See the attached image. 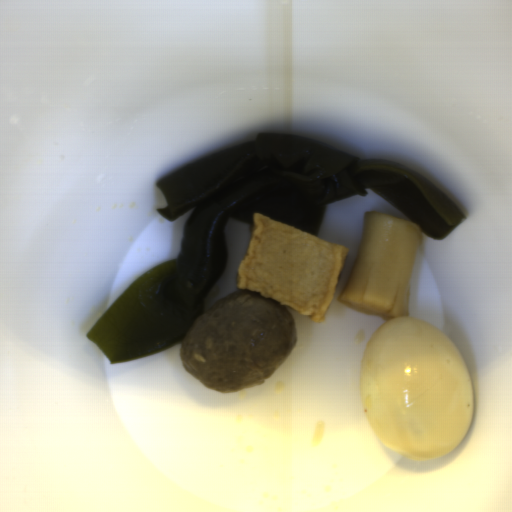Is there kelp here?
<instances>
[{
	"label": "kelp",
	"mask_w": 512,
	"mask_h": 512,
	"mask_svg": "<svg viewBox=\"0 0 512 512\" xmlns=\"http://www.w3.org/2000/svg\"><path fill=\"white\" fill-rule=\"evenodd\" d=\"M154 186L167 201L156 212L168 222L193 210L178 255L138 277L88 330L110 364L182 344L229 263V218L253 226V214H262L318 236L327 204L370 189L431 238L443 239L467 219L416 170L284 133L260 131L252 141L167 173Z\"/></svg>",
	"instance_id": "obj_1"
}]
</instances>
